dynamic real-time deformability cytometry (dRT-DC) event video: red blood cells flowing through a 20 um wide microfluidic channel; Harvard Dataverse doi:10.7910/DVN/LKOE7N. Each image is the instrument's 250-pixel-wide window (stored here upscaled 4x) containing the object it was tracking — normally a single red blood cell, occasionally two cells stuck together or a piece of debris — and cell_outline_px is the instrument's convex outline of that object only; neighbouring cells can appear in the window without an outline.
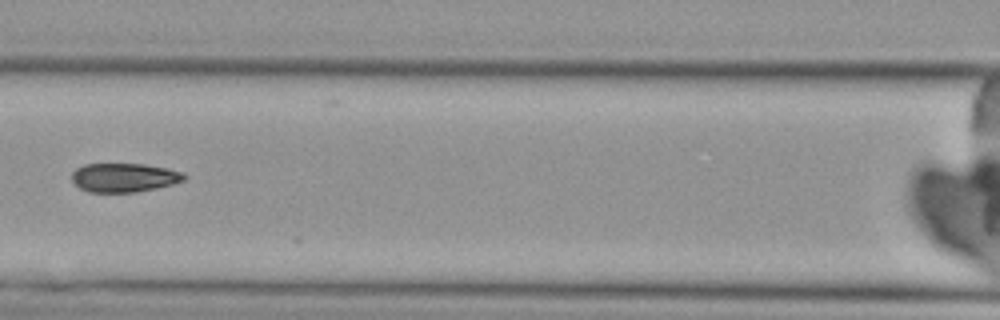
{"species": "Egyptian fruit bat (a non-hibernating species)", "species_latin": "Rousettus aegyptiacus", "temperature_condition": "cold", "stored_images_in_passage": 6, "camera_frame_rate_fps": 3000, "um_per_image_px": 0.085, "animal": {"sex": "female"}, "frame": {"image": 1, "passage_image": 6, "time_ms": 6.667, "image_size_px": [1000, 320], "cell_outline_px": [[188, 176], [184, 180], [172, 184], [156, 188], [136, 192], [88, 192], [80, 188], [72, 180], [72, 172], [76, 168], [84, 164], [144, 164], [168, 168], [184, 172]], "centroid_in_image_um": [10.57, 15.09], "position_along_channel_um": 156.0, "area_um2": 19.02}}